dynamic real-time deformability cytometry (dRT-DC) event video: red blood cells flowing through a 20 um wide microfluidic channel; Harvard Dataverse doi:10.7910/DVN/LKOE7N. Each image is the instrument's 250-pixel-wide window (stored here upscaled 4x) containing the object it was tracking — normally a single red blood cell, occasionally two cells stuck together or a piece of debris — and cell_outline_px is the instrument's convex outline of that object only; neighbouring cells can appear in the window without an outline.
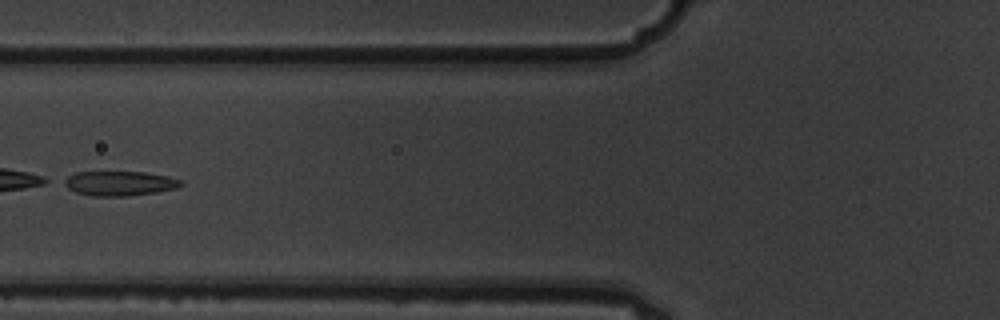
{"species": "common noctule bat (a hibernating species)", "species_latin": "Nyctalus noctula", "temperature_condition": "warm", "stored_images_in_passage": 7, "camera_frame_rate_fps": 3000, "um_per_image_px": 0.085, "animal": {"sex": "male", "body_mass_g": 19.5, "forearm_length_mm": 54.6}, "frame": {"image": 1, "passage_image": 7, "time_ms": 2.0, "image_size_px": [1000, 320], "cell_outline_px": [[184, 184], [176, 188], [156, 192], [128, 196], [92, 196], [76, 192], [60, 184], [60, 180], [76, 172], [144, 172], [168, 176], [180, 180]], "centroid_in_image_um": [10.1, 15.58], "position_along_channel_um": 115.7, "area_um2": 16.88}}